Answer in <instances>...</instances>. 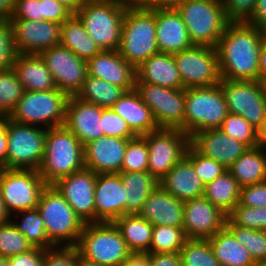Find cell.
Masks as SVG:
<instances>
[{
    "instance_id": "obj_1",
    "label": "cell",
    "mask_w": 266,
    "mask_h": 266,
    "mask_svg": "<svg viewBox=\"0 0 266 266\" xmlns=\"http://www.w3.org/2000/svg\"><path fill=\"white\" fill-rule=\"evenodd\" d=\"M265 32L247 22H230L216 46L221 79L258 80L261 41Z\"/></svg>"
},
{
    "instance_id": "obj_2",
    "label": "cell",
    "mask_w": 266,
    "mask_h": 266,
    "mask_svg": "<svg viewBox=\"0 0 266 266\" xmlns=\"http://www.w3.org/2000/svg\"><path fill=\"white\" fill-rule=\"evenodd\" d=\"M85 168L80 140L65 126L47 129L38 173L47 185Z\"/></svg>"
},
{
    "instance_id": "obj_3",
    "label": "cell",
    "mask_w": 266,
    "mask_h": 266,
    "mask_svg": "<svg viewBox=\"0 0 266 266\" xmlns=\"http://www.w3.org/2000/svg\"><path fill=\"white\" fill-rule=\"evenodd\" d=\"M119 54L134 68L159 53L155 8L128 5L121 27Z\"/></svg>"
},
{
    "instance_id": "obj_4",
    "label": "cell",
    "mask_w": 266,
    "mask_h": 266,
    "mask_svg": "<svg viewBox=\"0 0 266 266\" xmlns=\"http://www.w3.org/2000/svg\"><path fill=\"white\" fill-rule=\"evenodd\" d=\"M127 6L117 0H85L75 15L101 51H118Z\"/></svg>"
},
{
    "instance_id": "obj_5",
    "label": "cell",
    "mask_w": 266,
    "mask_h": 266,
    "mask_svg": "<svg viewBox=\"0 0 266 266\" xmlns=\"http://www.w3.org/2000/svg\"><path fill=\"white\" fill-rule=\"evenodd\" d=\"M37 209L44 221L46 235L55 247L62 242L65 246H76L84 223L53 185L43 189Z\"/></svg>"
},
{
    "instance_id": "obj_6",
    "label": "cell",
    "mask_w": 266,
    "mask_h": 266,
    "mask_svg": "<svg viewBox=\"0 0 266 266\" xmlns=\"http://www.w3.org/2000/svg\"><path fill=\"white\" fill-rule=\"evenodd\" d=\"M75 247L79 255L101 266H120L132 254L113 222L84 224Z\"/></svg>"
},
{
    "instance_id": "obj_7",
    "label": "cell",
    "mask_w": 266,
    "mask_h": 266,
    "mask_svg": "<svg viewBox=\"0 0 266 266\" xmlns=\"http://www.w3.org/2000/svg\"><path fill=\"white\" fill-rule=\"evenodd\" d=\"M176 9L193 45L216 47L230 23L221 0H184Z\"/></svg>"
},
{
    "instance_id": "obj_8",
    "label": "cell",
    "mask_w": 266,
    "mask_h": 266,
    "mask_svg": "<svg viewBox=\"0 0 266 266\" xmlns=\"http://www.w3.org/2000/svg\"><path fill=\"white\" fill-rule=\"evenodd\" d=\"M228 114L220 83L185 89L184 132L190 138L199 131L220 128Z\"/></svg>"
},
{
    "instance_id": "obj_9",
    "label": "cell",
    "mask_w": 266,
    "mask_h": 266,
    "mask_svg": "<svg viewBox=\"0 0 266 266\" xmlns=\"http://www.w3.org/2000/svg\"><path fill=\"white\" fill-rule=\"evenodd\" d=\"M69 96L59 89L24 91L9 119L27 125L46 124L47 129L64 126Z\"/></svg>"
},
{
    "instance_id": "obj_10",
    "label": "cell",
    "mask_w": 266,
    "mask_h": 266,
    "mask_svg": "<svg viewBox=\"0 0 266 266\" xmlns=\"http://www.w3.org/2000/svg\"><path fill=\"white\" fill-rule=\"evenodd\" d=\"M47 128L7 117V169L38 170L44 157Z\"/></svg>"
},
{
    "instance_id": "obj_11",
    "label": "cell",
    "mask_w": 266,
    "mask_h": 266,
    "mask_svg": "<svg viewBox=\"0 0 266 266\" xmlns=\"http://www.w3.org/2000/svg\"><path fill=\"white\" fill-rule=\"evenodd\" d=\"M220 89L229 113L240 115L256 129L266 117V84L259 80L221 79Z\"/></svg>"
},
{
    "instance_id": "obj_12",
    "label": "cell",
    "mask_w": 266,
    "mask_h": 266,
    "mask_svg": "<svg viewBox=\"0 0 266 266\" xmlns=\"http://www.w3.org/2000/svg\"><path fill=\"white\" fill-rule=\"evenodd\" d=\"M142 137L148 145V172L158 182L185 157L190 145V137L177 128H158Z\"/></svg>"
},
{
    "instance_id": "obj_13",
    "label": "cell",
    "mask_w": 266,
    "mask_h": 266,
    "mask_svg": "<svg viewBox=\"0 0 266 266\" xmlns=\"http://www.w3.org/2000/svg\"><path fill=\"white\" fill-rule=\"evenodd\" d=\"M134 89L151 110L159 128H177L184 132L185 89L135 82Z\"/></svg>"
},
{
    "instance_id": "obj_14",
    "label": "cell",
    "mask_w": 266,
    "mask_h": 266,
    "mask_svg": "<svg viewBox=\"0 0 266 266\" xmlns=\"http://www.w3.org/2000/svg\"><path fill=\"white\" fill-rule=\"evenodd\" d=\"M184 89L208 87L221 81L216 47L193 45L173 55Z\"/></svg>"
},
{
    "instance_id": "obj_15",
    "label": "cell",
    "mask_w": 266,
    "mask_h": 266,
    "mask_svg": "<svg viewBox=\"0 0 266 266\" xmlns=\"http://www.w3.org/2000/svg\"><path fill=\"white\" fill-rule=\"evenodd\" d=\"M46 186L38 170L6 169L0 181L2 198L10 215L12 211L36 209Z\"/></svg>"
},
{
    "instance_id": "obj_16",
    "label": "cell",
    "mask_w": 266,
    "mask_h": 266,
    "mask_svg": "<svg viewBox=\"0 0 266 266\" xmlns=\"http://www.w3.org/2000/svg\"><path fill=\"white\" fill-rule=\"evenodd\" d=\"M51 72L57 89L68 96H76L88 75L87 61L61 45L39 53Z\"/></svg>"
},
{
    "instance_id": "obj_17",
    "label": "cell",
    "mask_w": 266,
    "mask_h": 266,
    "mask_svg": "<svg viewBox=\"0 0 266 266\" xmlns=\"http://www.w3.org/2000/svg\"><path fill=\"white\" fill-rule=\"evenodd\" d=\"M97 174L82 169L52 184L73 208L76 215L86 223H95V184Z\"/></svg>"
},
{
    "instance_id": "obj_18",
    "label": "cell",
    "mask_w": 266,
    "mask_h": 266,
    "mask_svg": "<svg viewBox=\"0 0 266 266\" xmlns=\"http://www.w3.org/2000/svg\"><path fill=\"white\" fill-rule=\"evenodd\" d=\"M15 53L39 54L60 45L61 25L51 21L9 20Z\"/></svg>"
},
{
    "instance_id": "obj_19",
    "label": "cell",
    "mask_w": 266,
    "mask_h": 266,
    "mask_svg": "<svg viewBox=\"0 0 266 266\" xmlns=\"http://www.w3.org/2000/svg\"><path fill=\"white\" fill-rule=\"evenodd\" d=\"M183 226L187 238L210 239L226 226L227 215L207 198L184 201Z\"/></svg>"
},
{
    "instance_id": "obj_20",
    "label": "cell",
    "mask_w": 266,
    "mask_h": 266,
    "mask_svg": "<svg viewBox=\"0 0 266 266\" xmlns=\"http://www.w3.org/2000/svg\"><path fill=\"white\" fill-rule=\"evenodd\" d=\"M129 140L101 136L86 143L83 146L85 168L96 174L120 173Z\"/></svg>"
},
{
    "instance_id": "obj_21",
    "label": "cell",
    "mask_w": 266,
    "mask_h": 266,
    "mask_svg": "<svg viewBox=\"0 0 266 266\" xmlns=\"http://www.w3.org/2000/svg\"><path fill=\"white\" fill-rule=\"evenodd\" d=\"M190 144L202 155L228 169L249 147L226 135L220 128L195 133Z\"/></svg>"
},
{
    "instance_id": "obj_22",
    "label": "cell",
    "mask_w": 266,
    "mask_h": 266,
    "mask_svg": "<svg viewBox=\"0 0 266 266\" xmlns=\"http://www.w3.org/2000/svg\"><path fill=\"white\" fill-rule=\"evenodd\" d=\"M95 223L114 222L125 215V190L119 173L97 174Z\"/></svg>"
},
{
    "instance_id": "obj_23",
    "label": "cell",
    "mask_w": 266,
    "mask_h": 266,
    "mask_svg": "<svg viewBox=\"0 0 266 266\" xmlns=\"http://www.w3.org/2000/svg\"><path fill=\"white\" fill-rule=\"evenodd\" d=\"M64 126L80 140L83 146L104 136L101 107L80 100L76 96H69Z\"/></svg>"
},
{
    "instance_id": "obj_24",
    "label": "cell",
    "mask_w": 266,
    "mask_h": 266,
    "mask_svg": "<svg viewBox=\"0 0 266 266\" xmlns=\"http://www.w3.org/2000/svg\"><path fill=\"white\" fill-rule=\"evenodd\" d=\"M155 22L159 52L174 55L193 46L176 8H155Z\"/></svg>"
},
{
    "instance_id": "obj_25",
    "label": "cell",
    "mask_w": 266,
    "mask_h": 266,
    "mask_svg": "<svg viewBox=\"0 0 266 266\" xmlns=\"http://www.w3.org/2000/svg\"><path fill=\"white\" fill-rule=\"evenodd\" d=\"M88 75L122 87L126 92L134 90L136 72L118 51H101L87 61Z\"/></svg>"
},
{
    "instance_id": "obj_26",
    "label": "cell",
    "mask_w": 266,
    "mask_h": 266,
    "mask_svg": "<svg viewBox=\"0 0 266 266\" xmlns=\"http://www.w3.org/2000/svg\"><path fill=\"white\" fill-rule=\"evenodd\" d=\"M183 204V201L178 200L158 185L144 202L138 215L153 226L165 225L182 228Z\"/></svg>"
},
{
    "instance_id": "obj_27",
    "label": "cell",
    "mask_w": 266,
    "mask_h": 266,
    "mask_svg": "<svg viewBox=\"0 0 266 266\" xmlns=\"http://www.w3.org/2000/svg\"><path fill=\"white\" fill-rule=\"evenodd\" d=\"M159 185L183 202L203 197L205 191V184L185 157L167 172Z\"/></svg>"
},
{
    "instance_id": "obj_28",
    "label": "cell",
    "mask_w": 266,
    "mask_h": 266,
    "mask_svg": "<svg viewBox=\"0 0 266 266\" xmlns=\"http://www.w3.org/2000/svg\"><path fill=\"white\" fill-rule=\"evenodd\" d=\"M135 82H146L172 89H183L173 54L157 53L135 68Z\"/></svg>"
},
{
    "instance_id": "obj_29",
    "label": "cell",
    "mask_w": 266,
    "mask_h": 266,
    "mask_svg": "<svg viewBox=\"0 0 266 266\" xmlns=\"http://www.w3.org/2000/svg\"><path fill=\"white\" fill-rule=\"evenodd\" d=\"M12 69L25 91H50L57 88L39 54L15 53Z\"/></svg>"
},
{
    "instance_id": "obj_30",
    "label": "cell",
    "mask_w": 266,
    "mask_h": 266,
    "mask_svg": "<svg viewBox=\"0 0 266 266\" xmlns=\"http://www.w3.org/2000/svg\"><path fill=\"white\" fill-rule=\"evenodd\" d=\"M111 108L127 122L136 136L147 135L159 128L150 108L143 103L135 89L125 92Z\"/></svg>"
},
{
    "instance_id": "obj_31",
    "label": "cell",
    "mask_w": 266,
    "mask_h": 266,
    "mask_svg": "<svg viewBox=\"0 0 266 266\" xmlns=\"http://www.w3.org/2000/svg\"><path fill=\"white\" fill-rule=\"evenodd\" d=\"M119 175L125 190V215L139 214L159 182L149 172H120Z\"/></svg>"
},
{
    "instance_id": "obj_32",
    "label": "cell",
    "mask_w": 266,
    "mask_h": 266,
    "mask_svg": "<svg viewBox=\"0 0 266 266\" xmlns=\"http://www.w3.org/2000/svg\"><path fill=\"white\" fill-rule=\"evenodd\" d=\"M208 240L214 257L222 266H253L255 264L249 251L237 242L226 226Z\"/></svg>"
},
{
    "instance_id": "obj_33",
    "label": "cell",
    "mask_w": 266,
    "mask_h": 266,
    "mask_svg": "<svg viewBox=\"0 0 266 266\" xmlns=\"http://www.w3.org/2000/svg\"><path fill=\"white\" fill-rule=\"evenodd\" d=\"M60 45L70 49L85 61L101 52V49L88 35L83 23L75 14H72L61 24Z\"/></svg>"
},
{
    "instance_id": "obj_34",
    "label": "cell",
    "mask_w": 266,
    "mask_h": 266,
    "mask_svg": "<svg viewBox=\"0 0 266 266\" xmlns=\"http://www.w3.org/2000/svg\"><path fill=\"white\" fill-rule=\"evenodd\" d=\"M260 147L248 148L227 170L240 187L266 181V154Z\"/></svg>"
},
{
    "instance_id": "obj_35",
    "label": "cell",
    "mask_w": 266,
    "mask_h": 266,
    "mask_svg": "<svg viewBox=\"0 0 266 266\" xmlns=\"http://www.w3.org/2000/svg\"><path fill=\"white\" fill-rule=\"evenodd\" d=\"M131 253H148L152 242L153 225L138 214L123 215L113 222Z\"/></svg>"
},
{
    "instance_id": "obj_36",
    "label": "cell",
    "mask_w": 266,
    "mask_h": 266,
    "mask_svg": "<svg viewBox=\"0 0 266 266\" xmlns=\"http://www.w3.org/2000/svg\"><path fill=\"white\" fill-rule=\"evenodd\" d=\"M239 195L240 186L228 170L205 185L204 197L226 215L238 204Z\"/></svg>"
},
{
    "instance_id": "obj_37",
    "label": "cell",
    "mask_w": 266,
    "mask_h": 266,
    "mask_svg": "<svg viewBox=\"0 0 266 266\" xmlns=\"http://www.w3.org/2000/svg\"><path fill=\"white\" fill-rule=\"evenodd\" d=\"M125 92L122 87L87 75L76 97L102 108H111Z\"/></svg>"
},
{
    "instance_id": "obj_38",
    "label": "cell",
    "mask_w": 266,
    "mask_h": 266,
    "mask_svg": "<svg viewBox=\"0 0 266 266\" xmlns=\"http://www.w3.org/2000/svg\"><path fill=\"white\" fill-rule=\"evenodd\" d=\"M18 213L23 214L22 221L12 223L26 236L33 247L44 250L55 247L46 235L45 224L37 208Z\"/></svg>"
},
{
    "instance_id": "obj_39",
    "label": "cell",
    "mask_w": 266,
    "mask_h": 266,
    "mask_svg": "<svg viewBox=\"0 0 266 266\" xmlns=\"http://www.w3.org/2000/svg\"><path fill=\"white\" fill-rule=\"evenodd\" d=\"M187 239L183 228L153 226L152 242L148 253H179Z\"/></svg>"
},
{
    "instance_id": "obj_40",
    "label": "cell",
    "mask_w": 266,
    "mask_h": 266,
    "mask_svg": "<svg viewBox=\"0 0 266 266\" xmlns=\"http://www.w3.org/2000/svg\"><path fill=\"white\" fill-rule=\"evenodd\" d=\"M226 227L233 233L237 242L249 251L254 262L266 261V231L238 227L228 219Z\"/></svg>"
},
{
    "instance_id": "obj_41",
    "label": "cell",
    "mask_w": 266,
    "mask_h": 266,
    "mask_svg": "<svg viewBox=\"0 0 266 266\" xmlns=\"http://www.w3.org/2000/svg\"><path fill=\"white\" fill-rule=\"evenodd\" d=\"M179 254L182 266H222L214 257L208 239L188 238Z\"/></svg>"
},
{
    "instance_id": "obj_42",
    "label": "cell",
    "mask_w": 266,
    "mask_h": 266,
    "mask_svg": "<svg viewBox=\"0 0 266 266\" xmlns=\"http://www.w3.org/2000/svg\"><path fill=\"white\" fill-rule=\"evenodd\" d=\"M33 248L26 236L14 226L12 220L0 224V257L8 259Z\"/></svg>"
},
{
    "instance_id": "obj_43",
    "label": "cell",
    "mask_w": 266,
    "mask_h": 266,
    "mask_svg": "<svg viewBox=\"0 0 266 266\" xmlns=\"http://www.w3.org/2000/svg\"><path fill=\"white\" fill-rule=\"evenodd\" d=\"M23 85L18 81L12 68L0 71V111L8 116L24 94Z\"/></svg>"
},
{
    "instance_id": "obj_44",
    "label": "cell",
    "mask_w": 266,
    "mask_h": 266,
    "mask_svg": "<svg viewBox=\"0 0 266 266\" xmlns=\"http://www.w3.org/2000/svg\"><path fill=\"white\" fill-rule=\"evenodd\" d=\"M148 145L142 136L127 143L121 172H148Z\"/></svg>"
},
{
    "instance_id": "obj_45",
    "label": "cell",
    "mask_w": 266,
    "mask_h": 266,
    "mask_svg": "<svg viewBox=\"0 0 266 266\" xmlns=\"http://www.w3.org/2000/svg\"><path fill=\"white\" fill-rule=\"evenodd\" d=\"M220 130L243 142L249 148L257 147V129L240 115L229 113L220 126Z\"/></svg>"
},
{
    "instance_id": "obj_46",
    "label": "cell",
    "mask_w": 266,
    "mask_h": 266,
    "mask_svg": "<svg viewBox=\"0 0 266 266\" xmlns=\"http://www.w3.org/2000/svg\"><path fill=\"white\" fill-rule=\"evenodd\" d=\"M227 219L238 227L266 231V207H246L237 204Z\"/></svg>"
},
{
    "instance_id": "obj_47",
    "label": "cell",
    "mask_w": 266,
    "mask_h": 266,
    "mask_svg": "<svg viewBox=\"0 0 266 266\" xmlns=\"http://www.w3.org/2000/svg\"><path fill=\"white\" fill-rule=\"evenodd\" d=\"M185 158L193 165L197 175L205 185L227 171L223 165L214 159L205 157L191 144L187 148Z\"/></svg>"
},
{
    "instance_id": "obj_48",
    "label": "cell",
    "mask_w": 266,
    "mask_h": 266,
    "mask_svg": "<svg viewBox=\"0 0 266 266\" xmlns=\"http://www.w3.org/2000/svg\"><path fill=\"white\" fill-rule=\"evenodd\" d=\"M101 120L104 136L120 139H134L137 137L129 128L127 122L112 108L101 107Z\"/></svg>"
},
{
    "instance_id": "obj_49",
    "label": "cell",
    "mask_w": 266,
    "mask_h": 266,
    "mask_svg": "<svg viewBox=\"0 0 266 266\" xmlns=\"http://www.w3.org/2000/svg\"><path fill=\"white\" fill-rule=\"evenodd\" d=\"M230 22H247L254 14L258 0H221Z\"/></svg>"
},
{
    "instance_id": "obj_50",
    "label": "cell",
    "mask_w": 266,
    "mask_h": 266,
    "mask_svg": "<svg viewBox=\"0 0 266 266\" xmlns=\"http://www.w3.org/2000/svg\"><path fill=\"white\" fill-rule=\"evenodd\" d=\"M14 56L10 22L8 19H0V71L12 68Z\"/></svg>"
},
{
    "instance_id": "obj_51",
    "label": "cell",
    "mask_w": 266,
    "mask_h": 266,
    "mask_svg": "<svg viewBox=\"0 0 266 266\" xmlns=\"http://www.w3.org/2000/svg\"><path fill=\"white\" fill-rule=\"evenodd\" d=\"M44 250V266H76L78 250L75 246H63Z\"/></svg>"
},
{
    "instance_id": "obj_52",
    "label": "cell",
    "mask_w": 266,
    "mask_h": 266,
    "mask_svg": "<svg viewBox=\"0 0 266 266\" xmlns=\"http://www.w3.org/2000/svg\"><path fill=\"white\" fill-rule=\"evenodd\" d=\"M239 205L246 207H266V181L240 187Z\"/></svg>"
},
{
    "instance_id": "obj_53",
    "label": "cell",
    "mask_w": 266,
    "mask_h": 266,
    "mask_svg": "<svg viewBox=\"0 0 266 266\" xmlns=\"http://www.w3.org/2000/svg\"><path fill=\"white\" fill-rule=\"evenodd\" d=\"M9 20L43 21L42 0H16Z\"/></svg>"
},
{
    "instance_id": "obj_54",
    "label": "cell",
    "mask_w": 266,
    "mask_h": 266,
    "mask_svg": "<svg viewBox=\"0 0 266 266\" xmlns=\"http://www.w3.org/2000/svg\"><path fill=\"white\" fill-rule=\"evenodd\" d=\"M72 14L67 7L55 0H42L43 21H51L61 25Z\"/></svg>"
},
{
    "instance_id": "obj_55",
    "label": "cell",
    "mask_w": 266,
    "mask_h": 266,
    "mask_svg": "<svg viewBox=\"0 0 266 266\" xmlns=\"http://www.w3.org/2000/svg\"><path fill=\"white\" fill-rule=\"evenodd\" d=\"M9 266H44V249L32 250L8 258Z\"/></svg>"
},
{
    "instance_id": "obj_56",
    "label": "cell",
    "mask_w": 266,
    "mask_h": 266,
    "mask_svg": "<svg viewBox=\"0 0 266 266\" xmlns=\"http://www.w3.org/2000/svg\"><path fill=\"white\" fill-rule=\"evenodd\" d=\"M151 266H182L179 253L150 254Z\"/></svg>"
},
{
    "instance_id": "obj_57",
    "label": "cell",
    "mask_w": 266,
    "mask_h": 266,
    "mask_svg": "<svg viewBox=\"0 0 266 266\" xmlns=\"http://www.w3.org/2000/svg\"><path fill=\"white\" fill-rule=\"evenodd\" d=\"M247 23L263 30L266 28V0H258L254 14Z\"/></svg>"
},
{
    "instance_id": "obj_58",
    "label": "cell",
    "mask_w": 266,
    "mask_h": 266,
    "mask_svg": "<svg viewBox=\"0 0 266 266\" xmlns=\"http://www.w3.org/2000/svg\"><path fill=\"white\" fill-rule=\"evenodd\" d=\"M184 0H138L137 6L153 9V8H176Z\"/></svg>"
},
{
    "instance_id": "obj_59",
    "label": "cell",
    "mask_w": 266,
    "mask_h": 266,
    "mask_svg": "<svg viewBox=\"0 0 266 266\" xmlns=\"http://www.w3.org/2000/svg\"><path fill=\"white\" fill-rule=\"evenodd\" d=\"M0 161L7 169V116L0 120Z\"/></svg>"
},
{
    "instance_id": "obj_60",
    "label": "cell",
    "mask_w": 266,
    "mask_h": 266,
    "mask_svg": "<svg viewBox=\"0 0 266 266\" xmlns=\"http://www.w3.org/2000/svg\"><path fill=\"white\" fill-rule=\"evenodd\" d=\"M120 266H151L150 253H132Z\"/></svg>"
},
{
    "instance_id": "obj_61",
    "label": "cell",
    "mask_w": 266,
    "mask_h": 266,
    "mask_svg": "<svg viewBox=\"0 0 266 266\" xmlns=\"http://www.w3.org/2000/svg\"><path fill=\"white\" fill-rule=\"evenodd\" d=\"M258 80L266 84V35L264 34L259 56Z\"/></svg>"
},
{
    "instance_id": "obj_62",
    "label": "cell",
    "mask_w": 266,
    "mask_h": 266,
    "mask_svg": "<svg viewBox=\"0 0 266 266\" xmlns=\"http://www.w3.org/2000/svg\"><path fill=\"white\" fill-rule=\"evenodd\" d=\"M16 0H0V19H10Z\"/></svg>"
},
{
    "instance_id": "obj_63",
    "label": "cell",
    "mask_w": 266,
    "mask_h": 266,
    "mask_svg": "<svg viewBox=\"0 0 266 266\" xmlns=\"http://www.w3.org/2000/svg\"><path fill=\"white\" fill-rule=\"evenodd\" d=\"M257 146L266 149V117L257 128Z\"/></svg>"
},
{
    "instance_id": "obj_64",
    "label": "cell",
    "mask_w": 266,
    "mask_h": 266,
    "mask_svg": "<svg viewBox=\"0 0 266 266\" xmlns=\"http://www.w3.org/2000/svg\"><path fill=\"white\" fill-rule=\"evenodd\" d=\"M55 1L63 4L73 14H75L85 2V0H55Z\"/></svg>"
},
{
    "instance_id": "obj_65",
    "label": "cell",
    "mask_w": 266,
    "mask_h": 266,
    "mask_svg": "<svg viewBox=\"0 0 266 266\" xmlns=\"http://www.w3.org/2000/svg\"><path fill=\"white\" fill-rule=\"evenodd\" d=\"M10 213L6 208L5 202L2 198L1 190H0V224L11 221Z\"/></svg>"
},
{
    "instance_id": "obj_66",
    "label": "cell",
    "mask_w": 266,
    "mask_h": 266,
    "mask_svg": "<svg viewBox=\"0 0 266 266\" xmlns=\"http://www.w3.org/2000/svg\"><path fill=\"white\" fill-rule=\"evenodd\" d=\"M76 266H101L100 264H97L96 262L90 261L88 259H85L78 253V259Z\"/></svg>"
},
{
    "instance_id": "obj_67",
    "label": "cell",
    "mask_w": 266,
    "mask_h": 266,
    "mask_svg": "<svg viewBox=\"0 0 266 266\" xmlns=\"http://www.w3.org/2000/svg\"><path fill=\"white\" fill-rule=\"evenodd\" d=\"M5 171H6L5 164L0 161V181Z\"/></svg>"
},
{
    "instance_id": "obj_68",
    "label": "cell",
    "mask_w": 266,
    "mask_h": 266,
    "mask_svg": "<svg viewBox=\"0 0 266 266\" xmlns=\"http://www.w3.org/2000/svg\"><path fill=\"white\" fill-rule=\"evenodd\" d=\"M0 266H9L8 259L5 257H0Z\"/></svg>"
},
{
    "instance_id": "obj_69",
    "label": "cell",
    "mask_w": 266,
    "mask_h": 266,
    "mask_svg": "<svg viewBox=\"0 0 266 266\" xmlns=\"http://www.w3.org/2000/svg\"><path fill=\"white\" fill-rule=\"evenodd\" d=\"M117 1H121V2H124L128 5H136L138 0H117Z\"/></svg>"
},
{
    "instance_id": "obj_70",
    "label": "cell",
    "mask_w": 266,
    "mask_h": 266,
    "mask_svg": "<svg viewBox=\"0 0 266 266\" xmlns=\"http://www.w3.org/2000/svg\"><path fill=\"white\" fill-rule=\"evenodd\" d=\"M253 266H266V261L263 262H255Z\"/></svg>"
},
{
    "instance_id": "obj_71",
    "label": "cell",
    "mask_w": 266,
    "mask_h": 266,
    "mask_svg": "<svg viewBox=\"0 0 266 266\" xmlns=\"http://www.w3.org/2000/svg\"><path fill=\"white\" fill-rule=\"evenodd\" d=\"M5 115L0 111V120L4 117Z\"/></svg>"
}]
</instances>
